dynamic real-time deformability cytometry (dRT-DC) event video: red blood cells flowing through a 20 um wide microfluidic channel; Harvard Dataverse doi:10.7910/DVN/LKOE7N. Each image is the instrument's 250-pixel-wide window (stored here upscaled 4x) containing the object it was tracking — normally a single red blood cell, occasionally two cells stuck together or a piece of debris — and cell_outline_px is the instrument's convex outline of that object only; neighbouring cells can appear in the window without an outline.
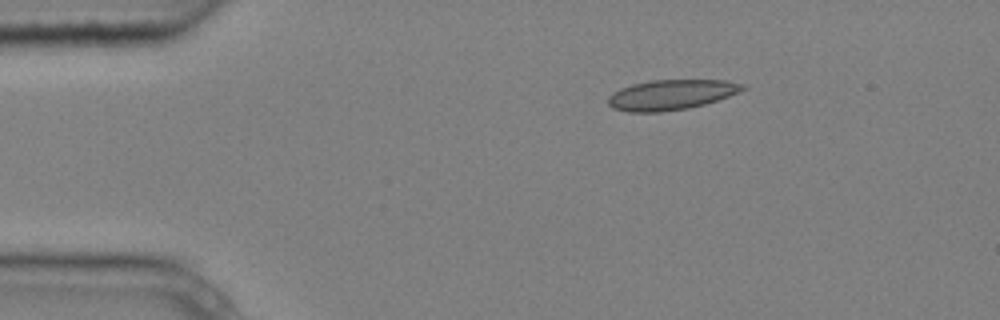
{"species": "common noctule bat (a hibernating species)", "species_latin": "Nyctalus noctula", "temperature_condition": "cold", "stored_images_in_passage": 5, "camera_frame_rate_fps": 3000, "um_per_image_px": 0.085, "animal": {"sex": "male", "body_mass_g": 20.4}, "frame": {"image": 1, "passage_image": 2, "time_ms": 0.333, "image_size_px": [1000, 320], "cell_outline_px": [[748, 88], [728, 96], [704, 104], [688, 108], [660, 112], [628, 112], [612, 108], [608, 104], [608, 96], [612, 92], [620, 88], [632, 84], [652, 80], [728, 80], [748, 84]], "centroid_in_image_um": [57.06, 8.04], "position_along_channel_um": 27.9, "area_um2": 23.81}}
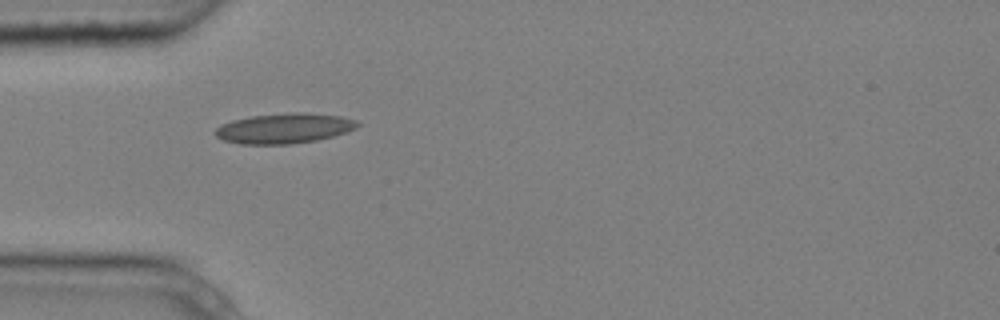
{"frame": {"image": 2, "passage_image": 4, "time_ms": 1.0, "image_size_px": [1000, 320], "cell_outline_px": [[360, 124], [356, 128], [348, 132], [316, 140], [292, 144], [240, 144], [224, 140], [216, 136], [216, 128], [232, 120], [252, 116], [288, 112], [304, 112], [340, 116], [356, 120]], "centroid_in_image_um": [24.19, 10.9], "position_along_channel_um": 60.8, "area_um2": 24.91}}
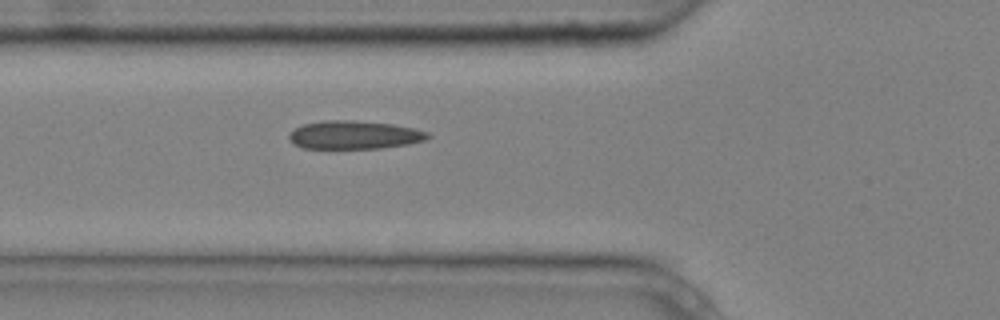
{"frame": {"image": 3, "passage_image": 5, "time_ms": 1.333, "image_size_px": [1000, 320], "cell_outline_px": [[432, 136], [424, 140], [408, 144], [380, 148], [304, 148], [292, 144], [288, 136], [292, 128], [304, 124], [324, 120], [352, 120], [392, 124], [412, 128], [428, 132]], "centroid_in_image_um": [30.07, 11.46], "position_along_channel_um": 95.7, "area_um2": 22.89}}